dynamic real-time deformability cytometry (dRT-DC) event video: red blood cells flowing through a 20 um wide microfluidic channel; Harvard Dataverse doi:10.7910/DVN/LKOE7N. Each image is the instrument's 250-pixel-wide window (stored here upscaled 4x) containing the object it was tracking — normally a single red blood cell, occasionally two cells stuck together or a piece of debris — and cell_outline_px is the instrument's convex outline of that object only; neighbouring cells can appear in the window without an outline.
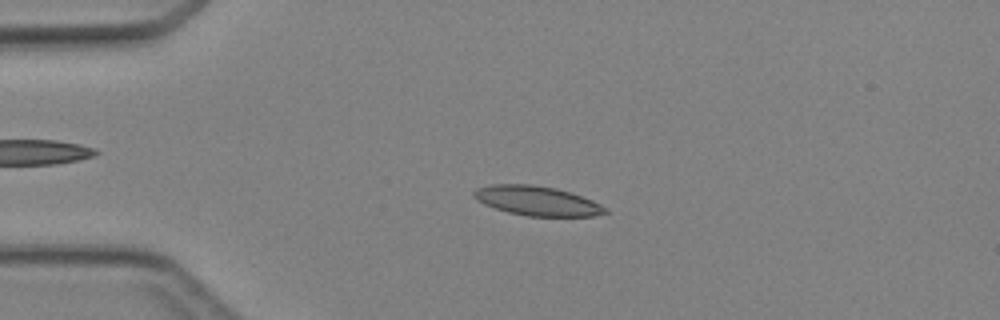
{"species": "Egyptian fruit bat (a non-hibernating species)", "species_latin": "Rousettus aegyptiacus", "temperature_condition": "cold", "stored_images_in_passage": 6, "camera_frame_rate_fps": 3000, "um_per_image_px": 0.085, "animal": {"sex": "female"}, "frame": {"image": 1, "passage_image": 4, "time_ms": 3.333, "image_size_px": [1000, 320], "cell_outline_px": [[608, 212], [592, 216], [528, 216], [508, 212], [484, 204], [476, 200], [472, 196], [472, 192], [476, 188], [492, 184], [532, 184], [556, 188], [572, 192], [592, 200], [608, 208]], "centroid_in_image_um": [45.64, 17.06], "position_along_channel_um": 39.4, "area_um2": 22.72}}
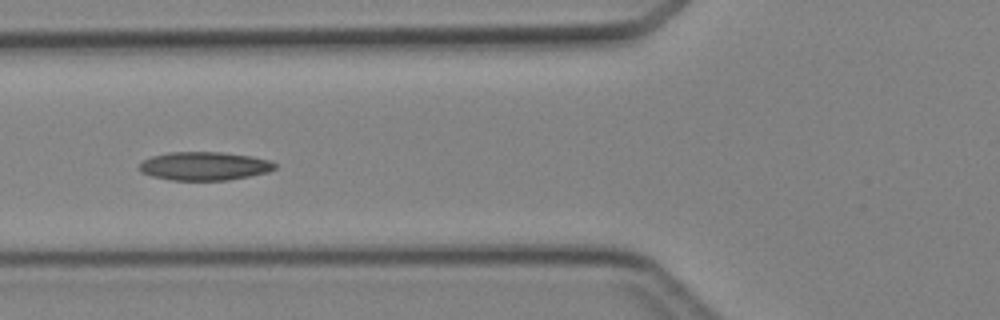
{"frame": {"image": 2, "passage_image": 6, "time_ms": 5.667, "image_size_px": [1000, 320], "cell_outline_px": [[276, 168], [268, 172], [228, 180], [172, 180], [152, 176], [140, 172], [136, 168], [144, 160], [152, 156], [168, 152], [224, 152], [252, 156], [268, 160], [276, 164]], "centroid_in_image_um": [17.35, 14.11], "position_along_channel_um": 108.5, "area_um2": 22.54}}